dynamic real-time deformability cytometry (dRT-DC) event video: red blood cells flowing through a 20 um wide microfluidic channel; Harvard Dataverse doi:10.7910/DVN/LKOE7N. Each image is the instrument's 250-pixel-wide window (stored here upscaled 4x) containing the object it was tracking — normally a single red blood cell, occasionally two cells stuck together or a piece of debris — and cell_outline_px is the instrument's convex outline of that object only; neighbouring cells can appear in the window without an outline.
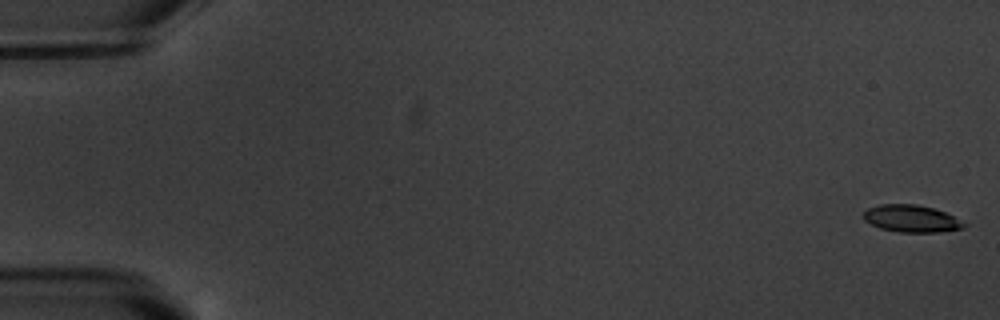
{"species": "common noctule bat (a hibernating species)", "species_latin": "Nyctalus noctula", "temperature_condition": "warm", "stored_images_in_passage": 6, "camera_frame_rate_fps": 3000, "um_per_image_px": 0.085, "animal": {"sex": "male", "body_mass_g": 20.1, "forearm_length_mm": 53.5}, "frame": {"image": 1, "passage_image": 1, "time_ms": 0.0, "image_size_px": [1000, 320], "cell_outline_px": [[968, 224], [964, 228], [936, 232], [900, 232], [880, 228], [864, 220], [864, 212], [868, 208], [880, 204], [916, 204], [932, 208], [944, 212]], "centroid_in_image_um": [77.46, 18.58], "position_along_channel_um": 7.5, "area_um2": 15.72}}
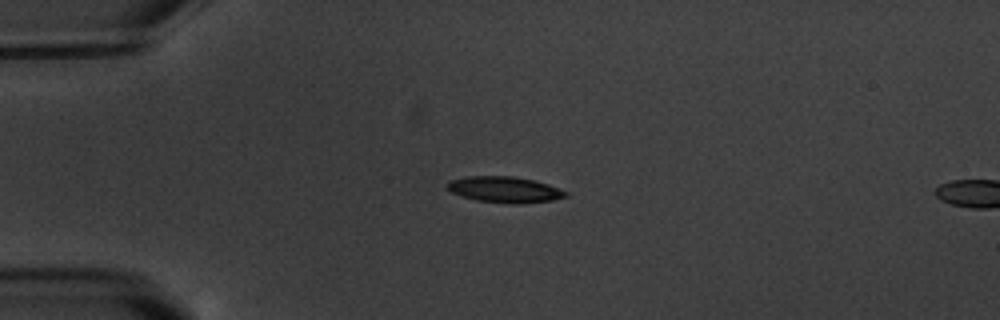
{"frame": {"image": 2, "passage_image": 5, "time_ms": 4.667, "image_size_px": [1000, 320], "cell_outline_px": [[568, 196], [552, 200], [516, 204], [512, 204], [476, 200], [452, 192], [448, 188], [448, 184], [452, 180], [468, 176], [512, 176], [532, 180], [548, 184], [568, 192]], "centroid_in_image_um": [42.94, 16.11], "position_along_channel_um": 42.1, "area_um2": 17.63}}